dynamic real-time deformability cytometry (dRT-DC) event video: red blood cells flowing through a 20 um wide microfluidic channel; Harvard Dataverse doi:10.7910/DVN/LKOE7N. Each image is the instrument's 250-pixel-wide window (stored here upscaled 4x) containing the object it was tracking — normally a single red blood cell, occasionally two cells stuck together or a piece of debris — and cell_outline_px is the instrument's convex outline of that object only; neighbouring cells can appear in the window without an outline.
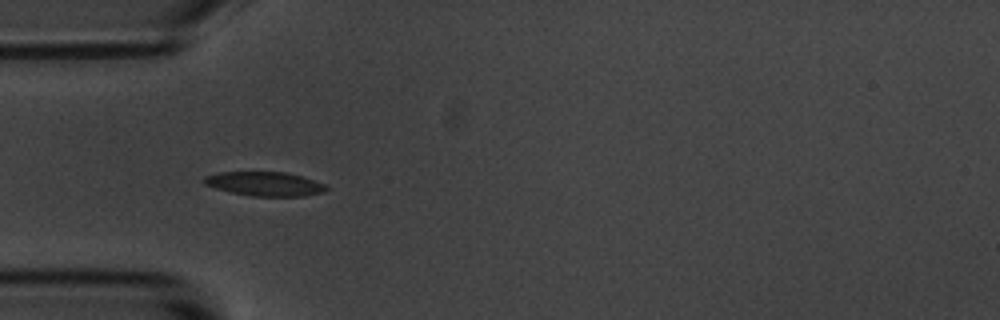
{"species": "common noctule bat (a hibernating species)", "species_latin": "Nyctalus noctula", "temperature_condition": "room temperature", "stored_images_in_passage": 43, "camera_frame_rate_fps": 3000, "um_per_image_px": 0.085, "animal": {"sex": "male", "body_mass_g": 20.1, "forearm_length_mm": 53.5}, "frame": {"image": 1, "passage_image": 5, "time_ms": 1.333, "image_size_px": [1000, 320], "cell_outline_px": [[328, 188], [320, 192], [304, 196], [252, 196], [232, 192], [216, 188], [204, 184], [200, 180], [204, 176], [220, 172], [284, 172], [300, 176], [324, 184]], "centroid_in_image_um": [22.43, 15.62], "position_along_channel_um": 62.6, "area_um2": 16.94}}
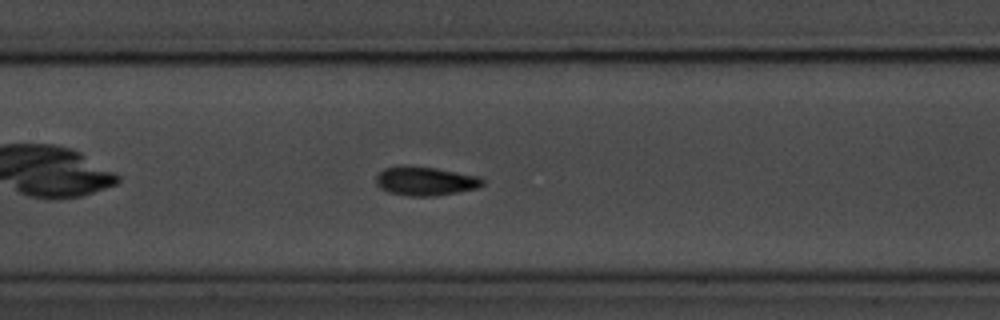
{"frame": {"image": 2, "passage_image": 14, "time_ms": 4.333, "image_size_px": [1000, 320], "cell_outline_px": [[484, 184], [480, 188], [436, 196], [408, 196], [388, 192], [380, 188], [376, 184], [376, 176], [384, 168], [396, 164], [408, 164], [436, 168], [480, 176], [484, 180]], "centroid_in_image_um": [36.14, 15.37], "position_along_channel_um": 171.3, "area_um2": 18.5}}
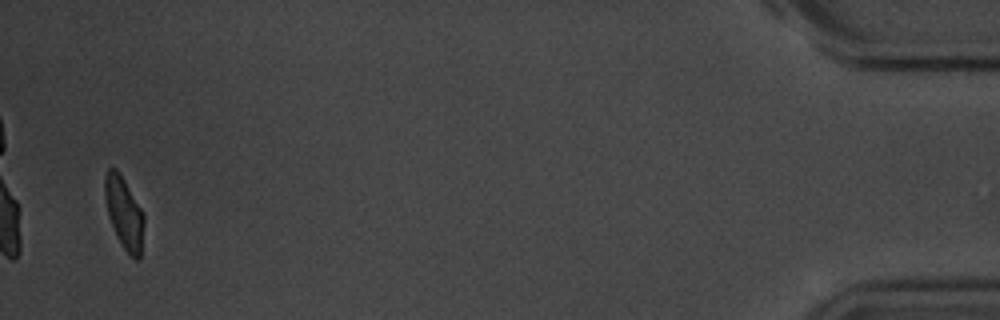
{"frame": {"image": 3, "passage_image": 42, "time_ms": 13.667, "image_size_px": [1000, 320], "cell_outline_px": [[144, 224], [140, 260], [136, 260], [124, 248], [116, 236], [108, 212], [104, 196], [104, 176], [108, 168], [116, 168], [124, 180], [140, 208], [144, 216]], "centroid_in_image_um": [10.54, 18.1], "position_along_channel_um": 424.7, "area_um2": 16.07}, "authors_computed_cell_mechanics": {"area_um2": 17.1088, "velocity_mm_per_s": 3.6364, "shape_relaxation_time_tau1_ms": 2.4337, "shape_relaxation_time_tau2_ms": 1.4653, "deformation_change_tau1": 0.1265, "deformation_change_tau2": 0.0648}}